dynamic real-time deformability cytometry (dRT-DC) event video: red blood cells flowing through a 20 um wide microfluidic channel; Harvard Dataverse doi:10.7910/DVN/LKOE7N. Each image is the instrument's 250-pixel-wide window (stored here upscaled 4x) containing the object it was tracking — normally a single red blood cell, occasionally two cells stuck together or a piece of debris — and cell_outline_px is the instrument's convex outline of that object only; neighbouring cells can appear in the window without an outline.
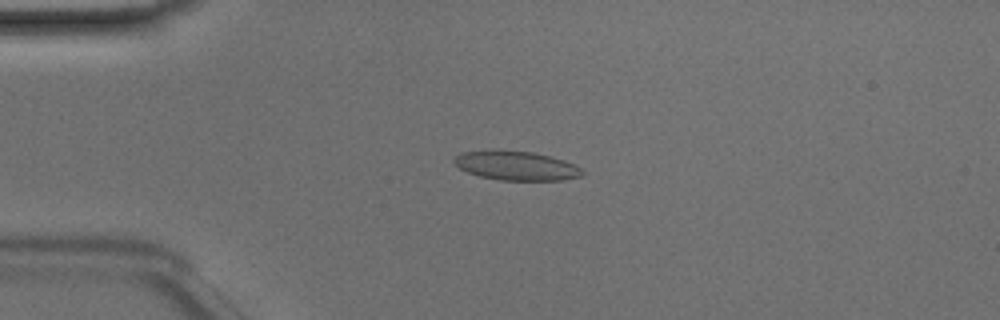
{"species": "Egyptian fruit bat (a non-hibernating species)", "species_latin": "Rousettus aegyptiacus", "temperature_condition": "room temperature", "stored_images_in_passage": 49, "camera_frame_rate_fps": 3000, "um_per_image_px": 0.085, "animal": {"sex": "male"}, "frame": {"image": 1, "passage_image": 12, "time_ms": 3.667, "image_size_px": [1000, 320], "cell_outline_px": [[584, 172], [580, 176], [564, 180], [500, 180], [480, 176], [468, 172], [460, 168], [452, 160], [460, 152], [532, 152], [564, 160], [580, 168]], "centroid_in_image_um": [43.91, 14.12], "position_along_channel_um": 41.1, "area_um2": 20.92}}
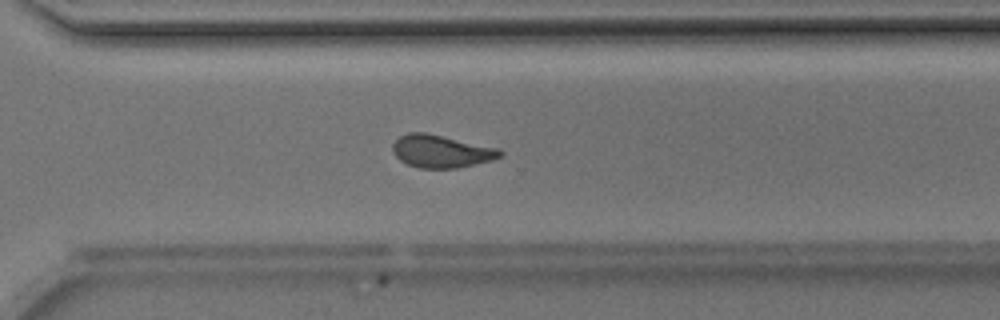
{"frame": {"image": 2, "passage_image": 35, "time_ms": 11.333, "image_size_px": [1000, 320], "cell_outline_px": [[504, 152], [500, 156], [492, 160], [456, 168], [420, 168], [408, 164], [400, 160], [392, 152], [392, 144], [400, 136], [408, 132], [424, 132], [500, 148]], "centroid_in_image_um": [37.49, 12.85], "position_along_channel_um": 333.1, "area_um2": 20.4}}
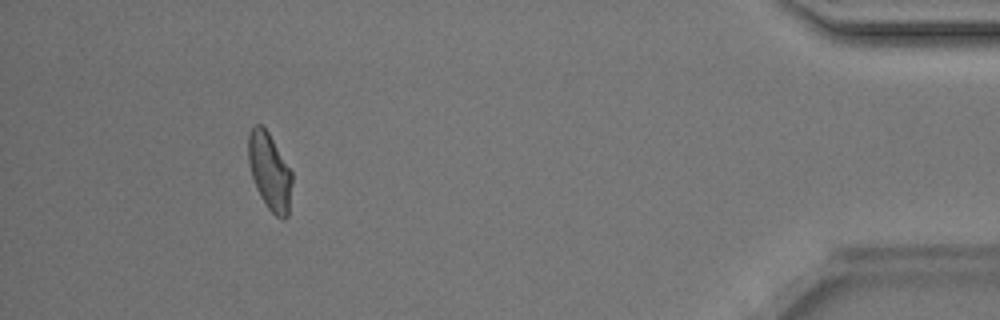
{"frame": {"image": 3, "passage_image": 45, "time_ms": 14.667, "image_size_px": [1000, 320], "cell_outline_px": [[292, 180], [288, 216], [284, 220], [280, 220], [268, 208], [260, 196], [256, 188], [252, 176], [248, 160], [248, 136], [252, 128], [256, 124], [260, 124], [268, 132], [292, 172]], "centroid_in_image_um": [22.92, 14.61], "position_along_channel_um": 412.3, "area_um2": 19.48}, "authors_computed_cell_mechanics": {"area_um2": 20.519, "velocity_mm_per_s": 4.1637, "shape_relaxation_time_tau1_ms": null, "shape_relaxation_time_tau2_ms": 1.7334, "deformation_change_tau1": null, "deformation_change_tau2": 0.0764}}